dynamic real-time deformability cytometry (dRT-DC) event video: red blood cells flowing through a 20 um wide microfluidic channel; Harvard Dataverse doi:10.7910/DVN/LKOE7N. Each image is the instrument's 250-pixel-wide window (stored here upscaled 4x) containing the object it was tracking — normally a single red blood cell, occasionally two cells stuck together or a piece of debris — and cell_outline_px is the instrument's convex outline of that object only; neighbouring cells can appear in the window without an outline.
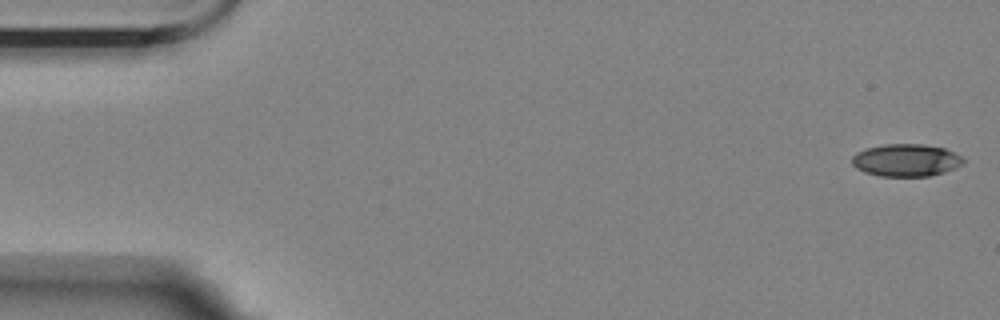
{"species": "Egyptian fruit bat (a non-hibernating species)", "species_latin": "Rousettus aegyptiacus", "temperature_condition": "room temperature", "stored_images_in_passage": 56, "camera_frame_rate_fps": 3000, "um_per_image_px": 0.085, "animal": {"sex": "female"}, "frame": {"image": 1, "passage_image": 1, "time_ms": 0.0, "image_size_px": [1000, 320], "cell_outline_px": [[964, 164], [956, 168], [944, 172], [928, 176], [880, 176], [856, 168], [852, 164], [852, 156], [856, 152], [868, 148], [884, 144], [924, 144], [944, 148], [960, 156], [964, 160]], "centroid_in_image_um": [77.03, 13.61], "position_along_channel_um": 8.0, "area_um2": 20.92}}
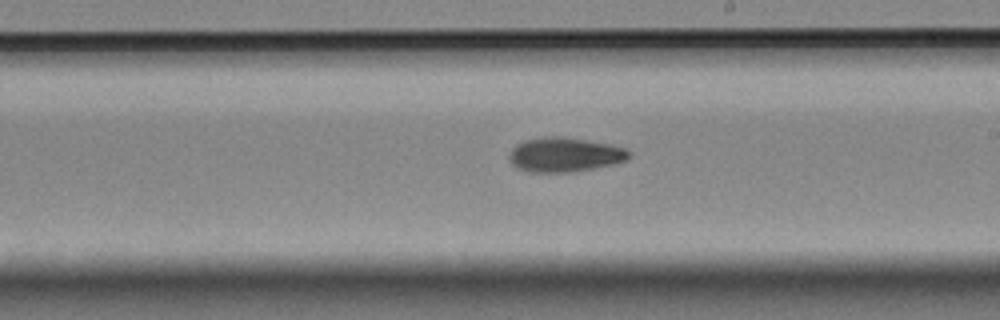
{"frame": {"image": 2, "passage_image": 32, "time_ms": 10.333, "image_size_px": [1000, 320], "cell_outline_px": [[632, 152], [628, 160], [612, 164], [592, 168], [568, 172], [528, 172], [516, 168], [508, 160], [508, 156], [512, 148], [516, 144], [524, 140], [544, 136], [564, 136], [608, 144], [628, 148]], "centroid_in_image_um": [47.98, 13.14], "position_along_channel_um": 241.0, "area_um2": 24.28}}
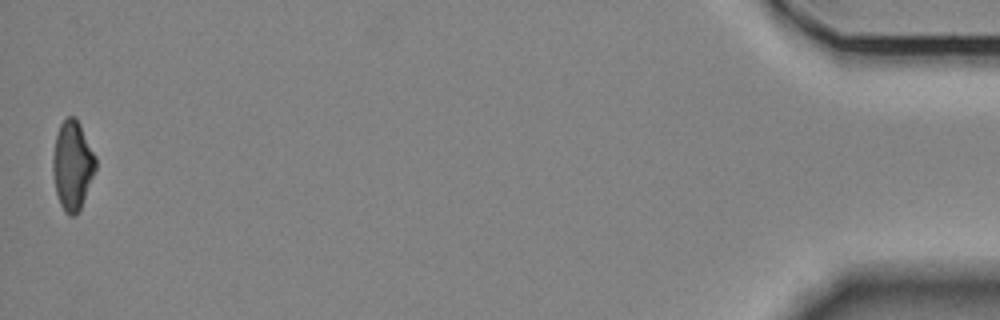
{"frame": {"image": 3, "passage_image": 56, "time_ms": 18.333, "image_size_px": [1000, 320], "cell_outline_px": [[96, 168], [80, 208], [76, 216], [68, 216], [64, 212], [60, 204], [56, 192], [52, 172], [52, 160], [56, 136], [60, 124], [68, 116], [76, 116], [96, 156]], "centroid_in_image_um": [6.15, 14.05], "position_along_channel_um": 429.1, "area_um2": 22.2}, "authors_computed_cell_mechanics": {"area_um2": 23.0333, "velocity_mm_per_s": 3.5073, "shape_relaxation_time_tau1_ms": 6.1972, "shape_relaxation_time_tau2_ms": 8.9157, "deformation_change_tau1": 0.166, "deformation_change_tau2": 0.1522}}